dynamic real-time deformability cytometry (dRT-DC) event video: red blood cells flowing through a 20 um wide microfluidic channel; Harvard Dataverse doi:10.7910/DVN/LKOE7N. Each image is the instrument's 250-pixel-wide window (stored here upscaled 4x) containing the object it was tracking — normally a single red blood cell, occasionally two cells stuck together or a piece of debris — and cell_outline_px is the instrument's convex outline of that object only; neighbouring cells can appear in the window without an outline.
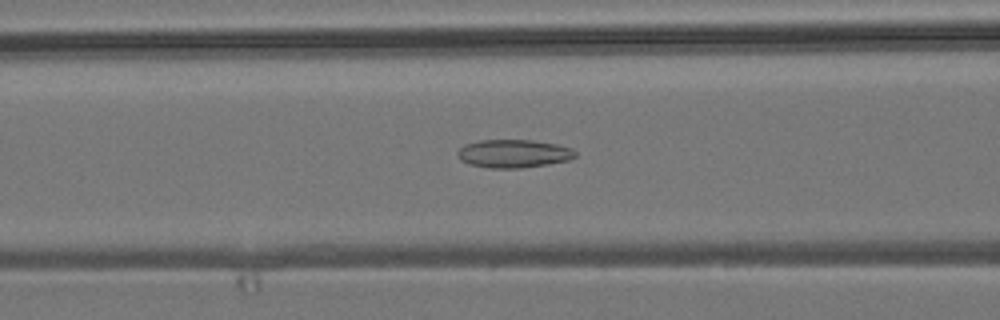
{"species": "common noctule bat (a hibernating species)", "species_latin": "Nyctalus noctula", "temperature_condition": "room temperature", "stored_images_in_passage": 45, "camera_frame_rate_fps": 3000, "um_per_image_px": 0.085, "animal": {"sex": "male", "body_mass_g": 19.2, "forearm_length_mm": 51.8}, "frame": {"image": 1, "passage_image": 12, "time_ms": 3.667, "image_size_px": [1000, 320], "cell_outline_px": [[576, 156], [568, 160], [548, 164], [520, 168], [488, 168], [468, 164], [460, 160], [456, 156], [456, 152], [464, 144], [480, 140], [532, 140], [556, 144], [572, 148], [576, 152]], "centroid_in_image_um": [43.61, 13.06], "position_along_channel_um": 123.0, "area_um2": 19.48}}
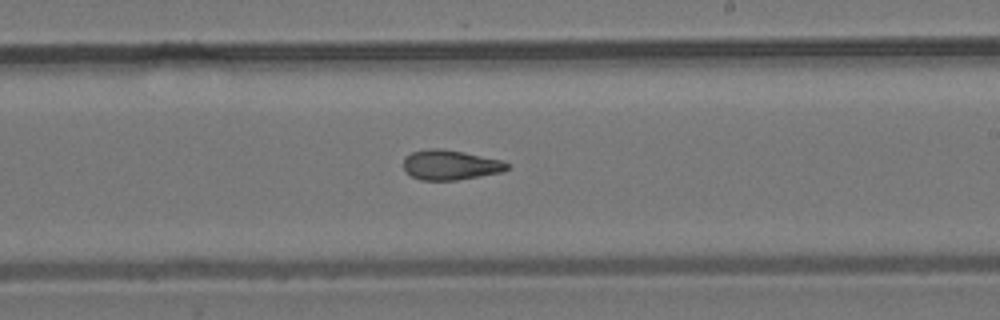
{"frame": {"image": 2, "passage_image": 22, "time_ms": 7.0, "image_size_px": [1000, 320], "cell_outline_px": [[508, 168], [500, 172], [456, 180], [420, 180], [412, 176], [404, 168], [404, 156], [412, 152], [428, 148], [440, 148], [464, 152], [504, 160], [508, 164]], "centroid_in_image_um": [38.26, 14.0], "position_along_channel_um": 250.7, "area_um2": 17.98}}
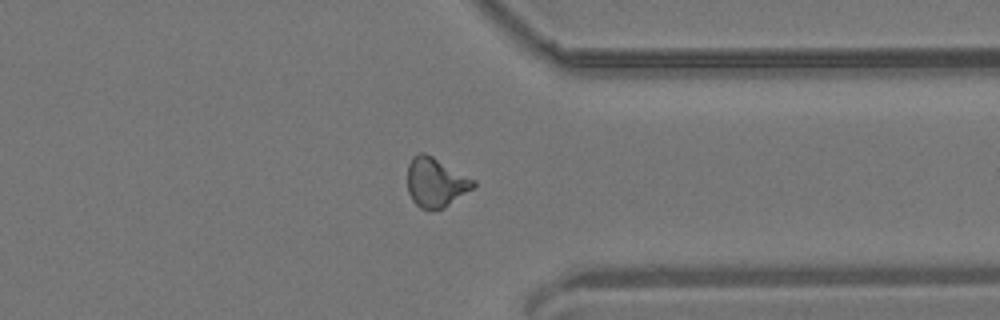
{"frame": {"image": 3, "passage_image": 32, "time_ms": 10.333, "image_size_px": [1000, 320], "cell_outline_px": [[476, 184], [472, 188], [444, 208], [428, 212], [420, 208], [412, 200], [408, 192], [408, 164], [412, 156], [420, 152], [424, 152], [432, 156], [476, 180]], "centroid_in_image_um": [37.01, 15.52], "position_along_channel_um": 374.4, "area_um2": 19.07}}